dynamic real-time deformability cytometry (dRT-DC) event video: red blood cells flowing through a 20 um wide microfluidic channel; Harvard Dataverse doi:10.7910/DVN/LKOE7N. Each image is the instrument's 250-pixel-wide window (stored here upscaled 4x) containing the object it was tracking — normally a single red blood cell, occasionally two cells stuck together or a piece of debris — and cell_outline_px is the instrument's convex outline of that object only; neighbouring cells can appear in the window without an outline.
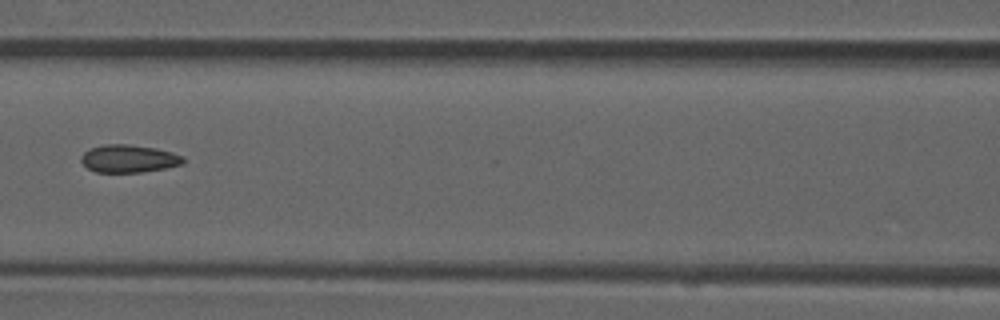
{"species": "common noctule bat (a hibernating species)", "species_latin": "Nyctalus noctula", "temperature_condition": "room temperature", "stored_images_in_passage": 8, "camera_frame_rate_fps": 3000, "um_per_image_px": 0.085, "animal": {"sex": "male", "forearm_length_mm": 52.5}, "frame": {"image": 1, "passage_image": 7, "time_ms": 2.0, "image_size_px": [1000, 320], "cell_outline_px": [[184, 164], [164, 168], [140, 172], [96, 172], [88, 168], [80, 160], [80, 156], [84, 152], [92, 148], [104, 144], [128, 144], [156, 148], [172, 152], [184, 156]], "centroid_in_image_um": [10.96, 13.48], "position_along_channel_um": 155.6, "area_um2": 16.47}}
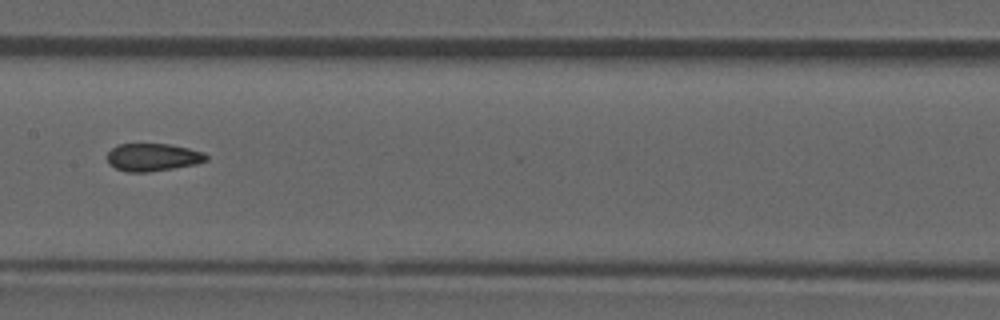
{"frame": {"image": 2, "passage_image": 8, "time_ms": 2.333, "image_size_px": [1000, 320], "cell_outline_px": [[208, 160], [196, 164], [148, 172], [128, 172], [116, 168], [108, 164], [108, 152], [116, 144], [168, 144], [188, 148], [204, 152], [208, 156]], "centroid_in_image_um": [12.99, 13.36], "position_along_channel_um": 194.4, "area_um2": 15.95}}